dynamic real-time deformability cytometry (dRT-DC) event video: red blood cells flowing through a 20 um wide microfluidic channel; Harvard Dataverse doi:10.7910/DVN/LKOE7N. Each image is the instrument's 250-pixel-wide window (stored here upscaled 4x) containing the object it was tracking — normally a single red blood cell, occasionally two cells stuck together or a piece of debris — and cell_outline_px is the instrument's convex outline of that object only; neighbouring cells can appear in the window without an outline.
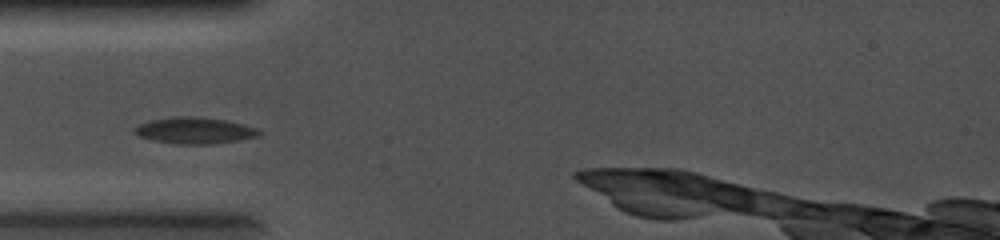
{"species": "common noctule bat (a hibernating species)", "species_latin": "Nyctalus noctula", "temperature_condition": "cold", "stored_images_in_passage": 4, "camera_frame_rate_fps": 5000, "um_per_image_px": 0.085, "animal": {"sex": "female", "body_mass_g": 19.0, "forearm_length_mm": 56.7}, "frame": {"image": 1, "passage_image": 3, "time_ms": 0.4, "image_size_px": [1000, 240], "cell_outline_px": [[264, 132], [260, 136], [216, 144], [176, 144], [152, 140], [140, 136], [132, 132], [132, 128], [148, 120], [176, 116], [196, 116], [228, 120], [244, 124], [256, 128]], "centroid_in_image_um": [16.56, 11.09], "position_along_channel_um": 68.4, "area_um2": 19.54}}
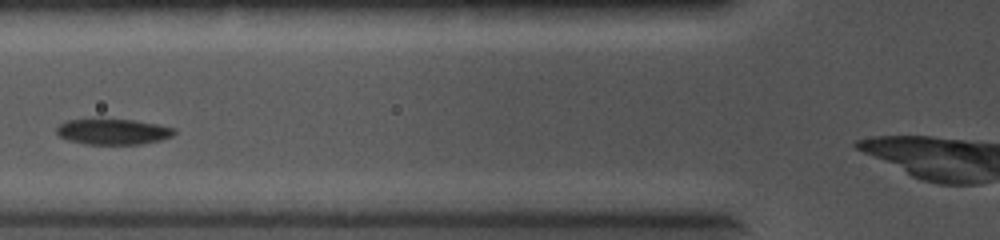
{"frame": {"image": 2, "passage_image": 4, "time_ms": 0.6, "image_size_px": [1000, 240], "cell_outline_px": [[176, 132], [172, 136], [160, 140], [140, 144], [88, 144], [68, 140], [60, 136], [56, 132], [56, 128], [64, 120], [100, 116], [132, 120], [156, 124], [176, 128]], "centroid_in_image_um": [9.55, 11.14], "position_along_channel_um": 116.2, "area_um2": 18.32}}